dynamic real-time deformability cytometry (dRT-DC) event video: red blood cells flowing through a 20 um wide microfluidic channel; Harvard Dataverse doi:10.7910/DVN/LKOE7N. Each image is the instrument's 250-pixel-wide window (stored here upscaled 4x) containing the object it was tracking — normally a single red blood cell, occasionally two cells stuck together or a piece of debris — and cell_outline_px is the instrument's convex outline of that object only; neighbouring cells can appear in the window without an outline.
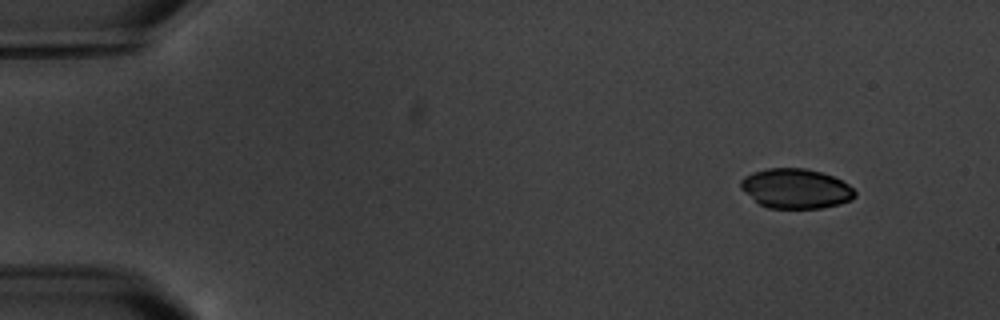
{"species": "common noctule bat (a hibernating species)", "species_latin": "Nyctalus noctula", "temperature_condition": "warm", "stored_images_in_passage": 17, "segment_of_instrument_passage": [1, 2], "camera_frame_rate_fps": 3000, "um_per_image_px": 0.085, "animal": {"sex": "male", "body_mass_g": 20.1, "forearm_length_mm": 53.5}, "frame": {"image": 1, "passage_image": 1, "time_ms": 0.0, "image_size_px": [1000, 320], "cell_outline_px": [[856, 196], [852, 200], [840, 204], [820, 208], [768, 208], [760, 204], [740, 188], [740, 180], [744, 176], [752, 172], [768, 168], [804, 168], [820, 172], [832, 176], [848, 184], [856, 192]], "centroid_in_image_um": [67.64, 16.03], "position_along_channel_um": 17.4, "area_um2": 26.41}}
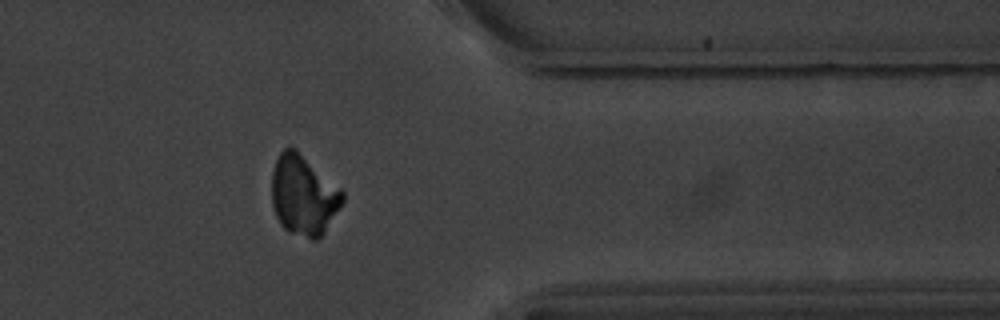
{"frame": {"image": 2, "passage_image": 13, "time_ms": 14.0, "image_size_px": [1000, 320], "cell_outline_px": [[344, 200], [324, 232], [316, 240], [312, 240], [288, 232], [280, 224], [276, 216], [272, 204], [272, 172], [276, 160], [280, 152], [284, 148], [296, 148], [340, 188], [344, 192]], "centroid_in_image_um": [25.78, 16.6], "position_along_channel_um": 385.6, "area_um2": 32.95}}
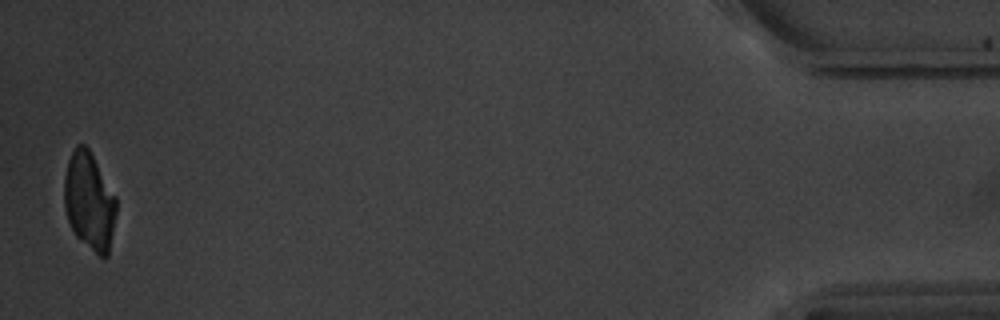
{"frame": {"image": 3, "passage_image": 16, "time_ms": 17.333, "image_size_px": [1000, 320], "cell_outline_px": [[116, 212], [108, 256], [104, 260], [76, 236], [68, 220], [64, 208], [64, 180], [68, 160], [76, 144], [84, 144], [88, 148], [116, 196]], "centroid_in_image_um": [7.59, 17.11], "position_along_channel_um": 427.6, "area_um2": 29.48}}